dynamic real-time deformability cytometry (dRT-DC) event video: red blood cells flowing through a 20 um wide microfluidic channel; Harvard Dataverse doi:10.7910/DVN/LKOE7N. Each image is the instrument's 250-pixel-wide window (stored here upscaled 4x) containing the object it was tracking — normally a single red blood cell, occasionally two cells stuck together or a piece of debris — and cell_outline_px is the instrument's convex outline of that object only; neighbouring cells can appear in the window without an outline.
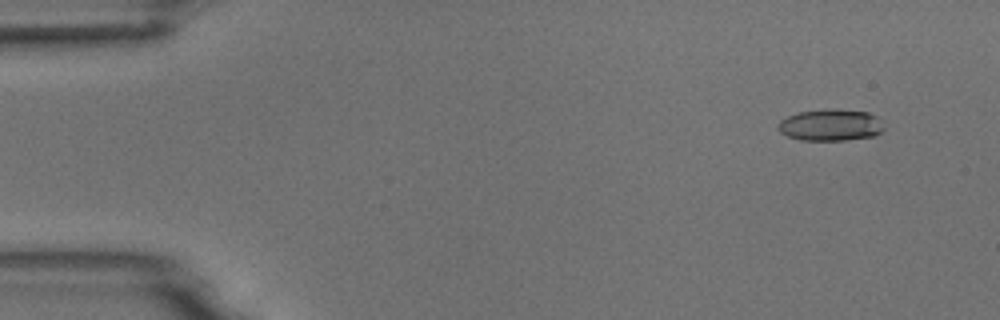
{"species": "common noctule bat (a hibernating species)", "species_latin": "Nyctalus noctula", "temperature_condition": "room temperature", "stored_images_in_passage": 4, "camera_frame_rate_fps": 3000, "um_per_image_px": 0.085, "animal": {"sex": "male", "body_mass_g": 18.8}, "frame": {"image": 1, "passage_image": 1, "time_ms": 0.0, "image_size_px": [1000, 320], "cell_outline_px": [[884, 128], [876, 136], [844, 140], [800, 140], [788, 136], [780, 132], [776, 128], [776, 124], [780, 120], [788, 116], [800, 112], [828, 108], [836, 108], [868, 112], [876, 116]], "centroid_in_image_um": [70.57, 10.62], "position_along_channel_um": 14.4, "area_um2": 19.71}}
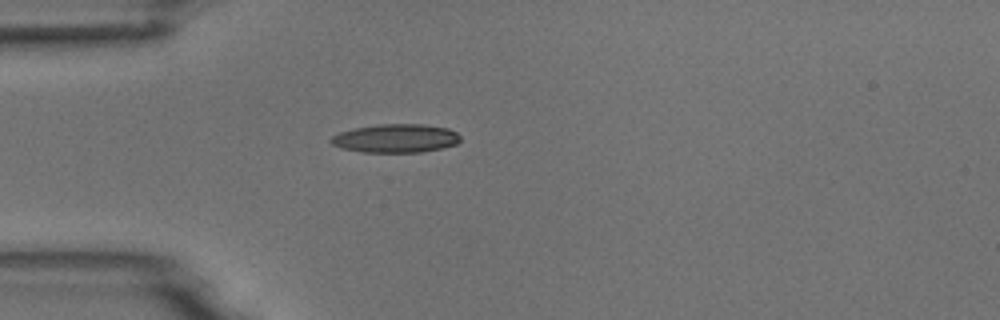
{"frame": {"image": 2, "passage_image": 4, "time_ms": 1.0, "image_size_px": [1000, 320], "cell_outline_px": [[460, 140], [456, 144], [440, 148], [420, 152], [360, 152], [340, 148], [332, 144], [328, 140], [332, 136], [340, 132], [356, 128], [376, 124], [424, 124], [448, 128], [456, 132], [460, 136]], "centroid_in_image_um": [33.61, 11.75], "position_along_channel_um": 51.4, "area_um2": 21.56}}